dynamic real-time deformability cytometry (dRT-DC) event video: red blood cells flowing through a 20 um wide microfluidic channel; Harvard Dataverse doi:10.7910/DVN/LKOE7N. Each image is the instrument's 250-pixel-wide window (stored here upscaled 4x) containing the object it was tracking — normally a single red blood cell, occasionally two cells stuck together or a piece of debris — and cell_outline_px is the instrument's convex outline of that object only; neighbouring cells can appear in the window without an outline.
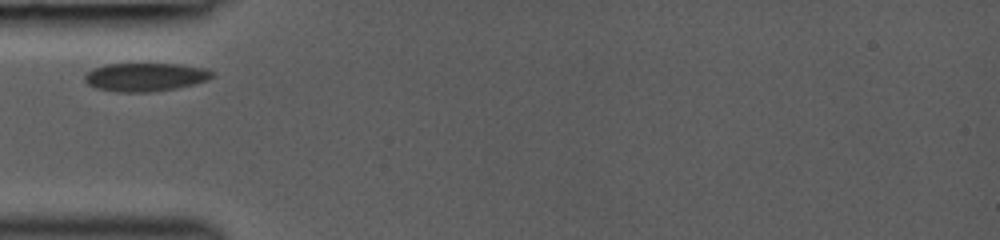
{"species": "common noctule bat (a hibernating species)", "species_latin": "Nyctalus noctula", "temperature_condition": "room temperature", "stored_images_in_passage": 2, "camera_frame_rate_fps": 3000, "um_per_image_px": 0.085, "animal": {"sex": "female", "body_mass_g": 19.0, "forearm_length_mm": 53.3}, "frame": {"image": 1, "passage_image": 1, "time_ms": 0.0, "image_size_px": [1000, 240], "cell_outline_px": [[216, 76], [208, 80], [176, 88], [148, 92], [120, 92], [96, 88], [88, 84], [84, 80], [84, 76], [92, 68], [108, 64], [180, 64], [208, 68], [216, 72]], "centroid_in_image_um": [12.41, 6.54], "position_along_channel_um": 72.6, "area_um2": 21.21}}